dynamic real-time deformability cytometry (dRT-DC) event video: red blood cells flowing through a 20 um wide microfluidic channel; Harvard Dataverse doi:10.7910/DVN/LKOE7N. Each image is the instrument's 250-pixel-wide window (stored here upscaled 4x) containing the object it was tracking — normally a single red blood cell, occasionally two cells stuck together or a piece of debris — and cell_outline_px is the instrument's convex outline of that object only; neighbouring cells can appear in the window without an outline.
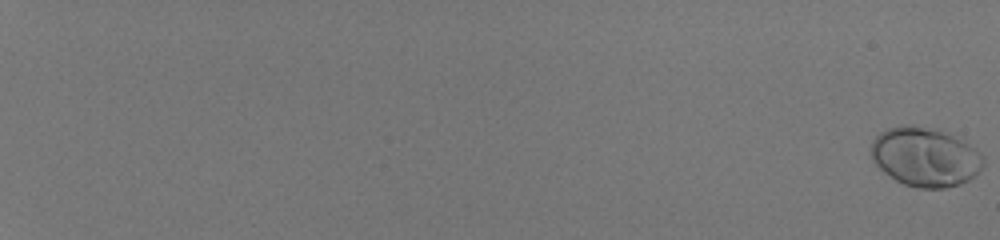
{"species": "human", "species_latin": "Homo sapiens", "temperature_condition": "room temperature", "stored_images_in_passage": 58, "camera_frame_rate_fps": 3000, "um_per_image_px": 0.085, "donor": {"sex": "male"}, "frame": {"image": 1, "passage_image": 1, "time_ms": 0.0, "image_size_px": [1000, 240], "cell_outline_px": [[984, 164], [976, 176], [960, 184], [944, 188], [916, 188], [904, 184], [896, 180], [884, 172], [872, 160], [872, 140], [880, 132], [888, 128], [904, 124], [908, 124], [936, 128], [976, 148], [984, 156]], "centroid_in_image_um": [78.65, 13.34], "position_along_channel_um": 6.4, "area_um2": 38.78}}
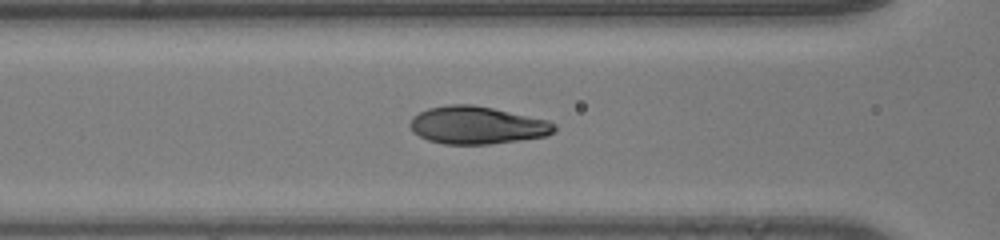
{"frame": {"image": 2, "passage_image": 32, "time_ms": 10.333, "image_size_px": [1000, 240], "cell_outline_px": [[556, 132], [548, 136], [488, 144], [444, 144], [428, 140], [412, 132], [408, 124], [412, 116], [428, 108], [448, 104], [472, 104], [492, 108], [548, 120], [556, 124]], "centroid_in_image_um": [40.54, 10.64], "position_along_channel_um": 126.1, "area_um2": 31.79}}
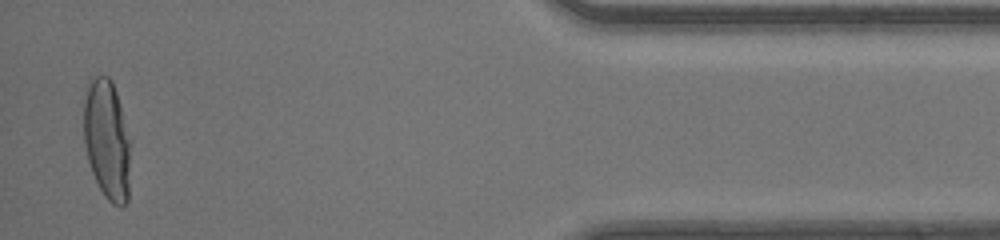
{"frame": {"image": 3, "passage_image": 57, "time_ms": 18.667, "image_size_px": [1000, 240], "cell_outline_px": [[132, 140], [128, 200], [120, 208], [112, 204], [104, 196], [92, 172], [88, 160], [84, 144], [84, 100], [88, 80], [96, 76], [108, 76], [112, 80]], "centroid_in_image_um": [9.13, 11.89], "position_along_channel_um": 426.1, "area_um2": 33.47}, "authors_computed_cell_mechanics": {"area_um2": 32.8882, "velocity_mm_per_s": 4.1429, "shape_relaxation_time_tau1_ms": 3.2895, "shape_relaxation_time_tau2_ms": null, "deformation_change_tau1": 0.2275, "deformation_change_tau2": null}}